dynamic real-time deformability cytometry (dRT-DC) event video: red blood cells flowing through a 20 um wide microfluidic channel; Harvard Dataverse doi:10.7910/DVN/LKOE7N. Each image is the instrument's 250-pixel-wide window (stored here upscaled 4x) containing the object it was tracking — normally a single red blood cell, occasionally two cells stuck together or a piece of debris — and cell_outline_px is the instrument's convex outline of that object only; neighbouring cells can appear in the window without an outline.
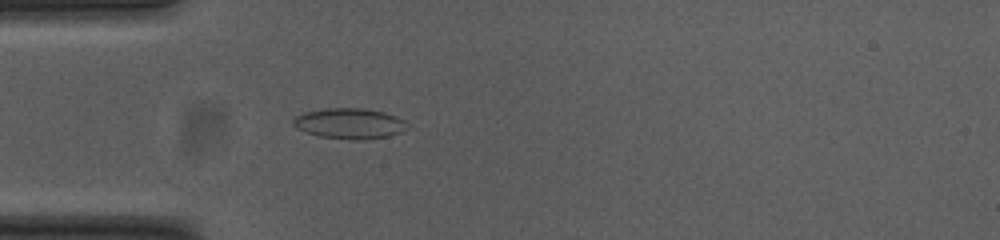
{"species": "common noctule bat (a hibernating species)", "species_latin": "Nyctalus noctula", "temperature_condition": "cold", "stored_images_in_passage": 46, "camera_frame_rate_fps": 3000, "um_per_image_px": 0.085, "animal": {"sex": "female", "body_mass_g": 23.0, "forearm_length_mm": 53.4}, "frame": {"image": 1, "passage_image": 8, "time_ms": 2.333, "image_size_px": [1000, 240], "cell_outline_px": [[408, 128], [400, 132], [388, 136], [360, 140], [356, 140], [320, 136], [304, 132], [296, 128], [292, 124], [292, 120], [296, 116], [304, 112], [328, 108], [364, 108], [384, 112], [396, 116], [404, 120]], "centroid_in_image_um": [29.69, 10.49], "position_along_channel_um": 55.3, "area_um2": 20.29}}
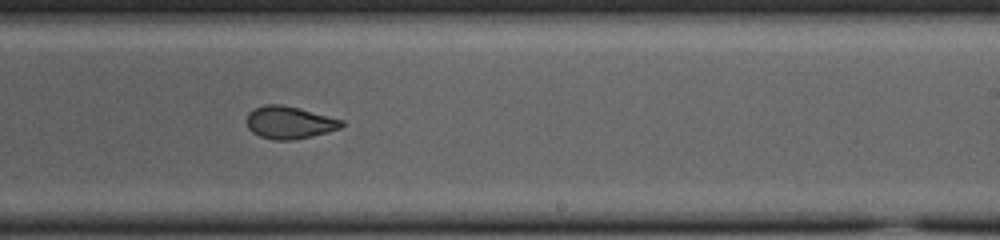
{"frame": {"image": 2, "passage_image": 25, "time_ms": 8.0, "image_size_px": [1000, 240], "cell_outline_px": [[344, 124], [340, 128], [328, 132], [312, 136], [292, 140], [272, 140], [260, 136], [252, 132], [248, 128], [248, 112], [264, 104], [280, 104], [300, 108], [344, 120]], "centroid_in_image_um": [24.62, 10.41], "position_along_channel_um": 264.4, "area_um2": 17.98}}
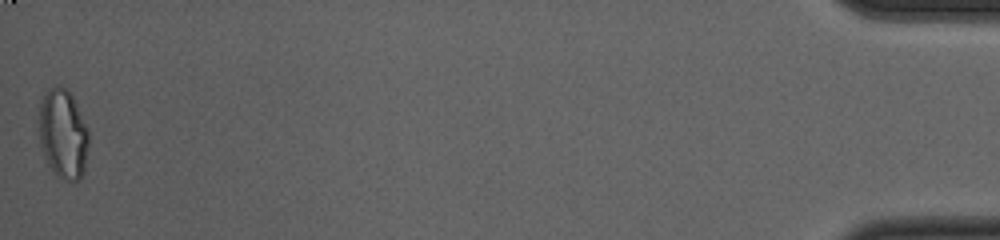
{"frame": {"image": 3, "passage_image": 46, "time_ms": 15.0, "image_size_px": [1000, 240], "cell_outline_px": [[88, 144], [84, 172], [72, 184], [56, 176], [48, 164], [40, 148], [40, 100], [48, 88], [60, 84], [68, 88], [88, 128]], "centroid_in_image_um": [5.36, 11.38], "position_along_channel_um": 429.8, "area_um2": 26.18}, "authors_computed_cell_mechanics": {"area_um2": 18.8717, "velocity_mm_per_s": 3.7815, "shape_relaxation_time_tau1_ms": null, "shape_relaxation_time_tau2_ms": 1.2627, "deformation_change_tau1": null, "deformation_change_tau2": 0.0705}}